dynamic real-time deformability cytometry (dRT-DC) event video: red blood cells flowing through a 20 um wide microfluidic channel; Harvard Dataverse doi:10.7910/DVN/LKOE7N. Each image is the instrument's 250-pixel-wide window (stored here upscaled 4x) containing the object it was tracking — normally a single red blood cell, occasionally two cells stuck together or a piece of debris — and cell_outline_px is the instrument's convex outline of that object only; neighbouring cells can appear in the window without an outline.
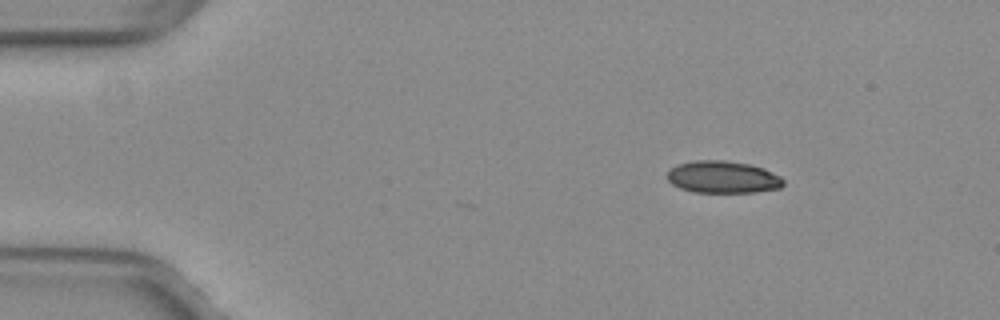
{"species": "common noctule bat (a hibernating species)", "species_latin": "Nyctalus noctula", "temperature_condition": "warm", "stored_images_in_passage": 35, "camera_frame_rate_fps": 3000, "um_per_image_px": 0.085, "animal": {"sex": "female", "body_mass_g": 29.2, "forearm_length_mm": 56.3}, "frame": {"image": 1, "passage_image": 1, "time_ms": 0.0, "image_size_px": [1000, 320], "cell_outline_px": [[784, 184], [780, 188], [756, 192], [692, 192], [680, 188], [672, 184], [668, 180], [668, 172], [672, 168], [680, 164], [696, 160], [724, 160], [748, 164], [764, 168], [780, 176], [784, 180]], "centroid_in_image_um": [61.47, 15.06], "position_along_channel_um": 23.5, "area_um2": 21.68}}
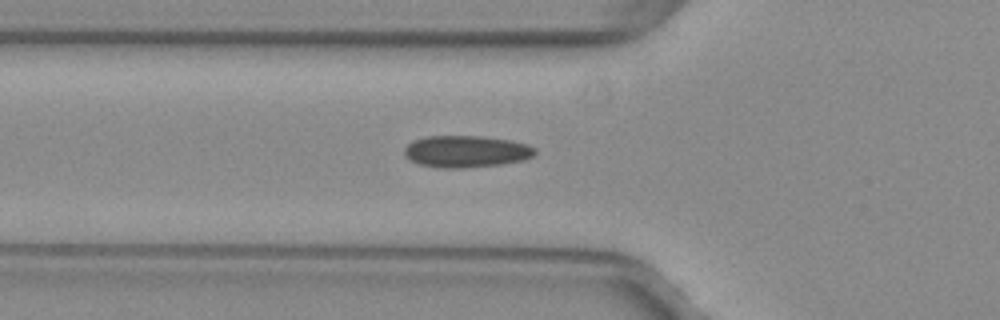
{"frame": {"image": 2, "passage_image": 12, "time_ms": 3.667, "image_size_px": [1000, 320], "cell_outline_px": [[536, 152], [532, 156], [524, 160], [504, 164], [464, 168], [440, 168], [420, 164], [408, 160], [404, 156], [404, 148], [412, 140], [428, 136], [480, 136], [508, 140], [524, 144], [536, 148]], "centroid_in_image_um": [39.58, 12.88], "position_along_channel_um": 86.2, "area_um2": 24.33}}
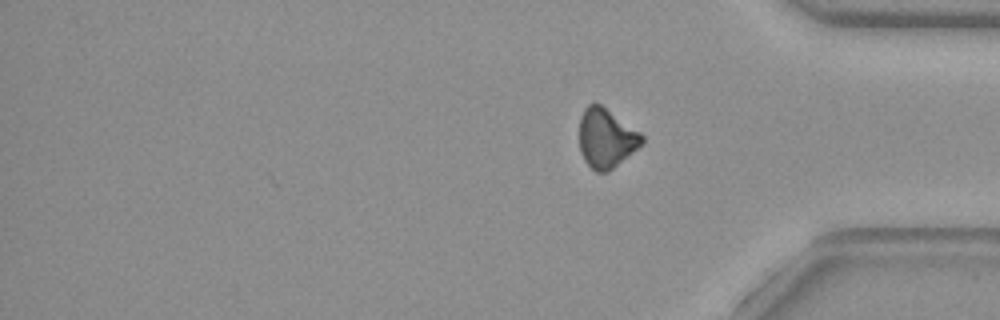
{"frame": {"image": 3, "passage_image": 35, "time_ms": 11.333, "image_size_px": [1000, 320], "cell_outline_px": [[644, 140], [632, 152], [608, 172], [596, 172], [584, 160], [580, 152], [580, 116], [584, 108], [588, 104], [600, 104], [640, 132], [644, 136]], "centroid_in_image_um": [51.5, 11.74], "position_along_channel_um": 383.7, "area_um2": 21.27}, "authors_computed_cell_mechanics": {"area_um2": 23.0044, "velocity_mm_per_s": 4.0145, "shape_relaxation_time_tau1_ms": null, "shape_relaxation_time_tau2_ms": 3.7479, "deformation_change_tau1": null, "deformation_change_tau2": 0.0817}}